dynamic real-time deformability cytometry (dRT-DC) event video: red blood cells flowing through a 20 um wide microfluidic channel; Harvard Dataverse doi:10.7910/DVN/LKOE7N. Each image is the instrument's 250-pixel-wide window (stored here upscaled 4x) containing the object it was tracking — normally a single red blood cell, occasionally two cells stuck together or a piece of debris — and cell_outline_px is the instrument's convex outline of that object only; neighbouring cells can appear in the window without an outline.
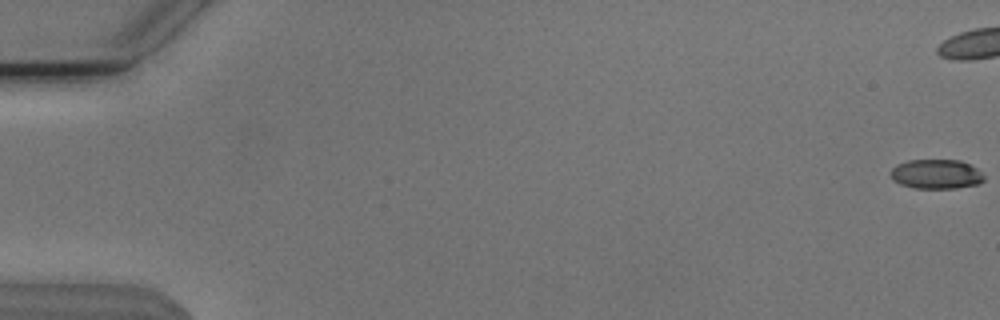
{"species": "Egyptian fruit bat (a non-hibernating species)", "species_latin": "Rousettus aegyptiacus", "temperature_condition": "cold", "stored_images_in_passage": 45, "camera_frame_rate_fps": 3000, "um_per_image_px": 0.085, "animal": {"sex": "male"}, "frame": {"image": 1, "passage_image": 1, "time_ms": 0.0, "image_size_px": [1000, 320], "cell_outline_px": [[984, 180], [980, 184], [956, 188], [916, 188], [900, 184], [892, 180], [888, 172], [896, 164], [908, 160], [960, 160], [976, 168], [984, 176]], "centroid_in_image_um": [79.54, 14.8], "position_along_channel_um": 5.5, "area_um2": 16.18}}
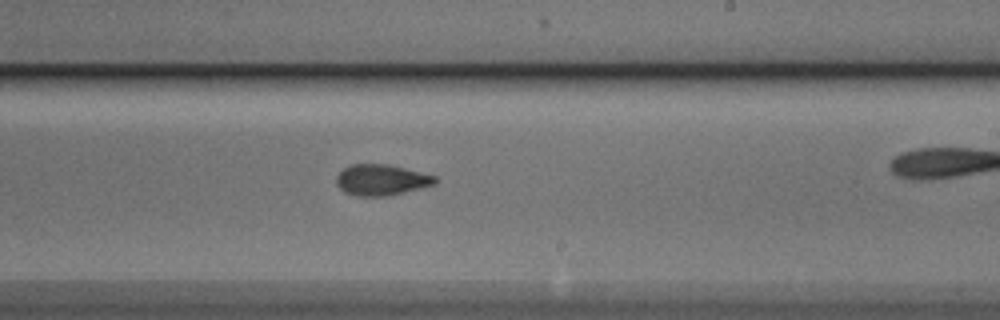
{"frame": {"image": 2, "passage_image": 34, "time_ms": 11.0, "image_size_px": [1000, 320], "cell_outline_px": [[436, 184], [388, 196], [356, 196], [344, 192], [336, 184], [336, 176], [344, 168], [352, 164], [388, 164], [436, 176]], "centroid_in_image_um": [32.39, 15.3], "position_along_channel_um": 256.6, "area_um2": 17.74}}
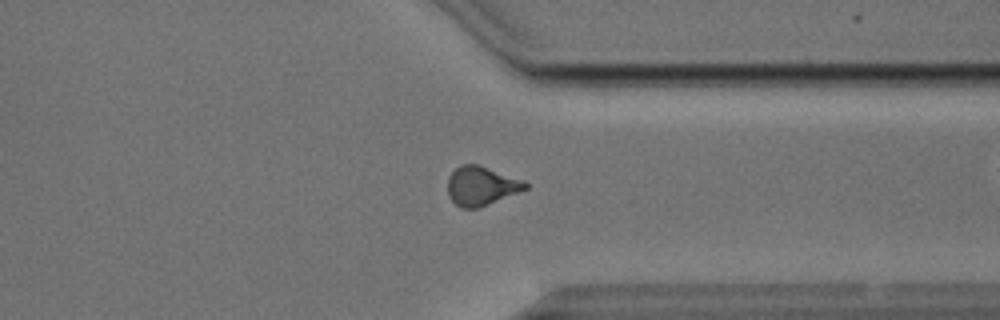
{"frame": {"image": 3, "passage_image": 43, "time_ms": 14.0, "image_size_px": [1000, 320], "cell_outline_px": [[528, 188], [476, 208], [460, 208], [448, 196], [448, 176], [460, 164], [480, 164], [524, 180], [528, 184]], "centroid_in_image_um": [40.89, 15.77], "position_along_channel_um": 370.5, "area_um2": 17.57}}